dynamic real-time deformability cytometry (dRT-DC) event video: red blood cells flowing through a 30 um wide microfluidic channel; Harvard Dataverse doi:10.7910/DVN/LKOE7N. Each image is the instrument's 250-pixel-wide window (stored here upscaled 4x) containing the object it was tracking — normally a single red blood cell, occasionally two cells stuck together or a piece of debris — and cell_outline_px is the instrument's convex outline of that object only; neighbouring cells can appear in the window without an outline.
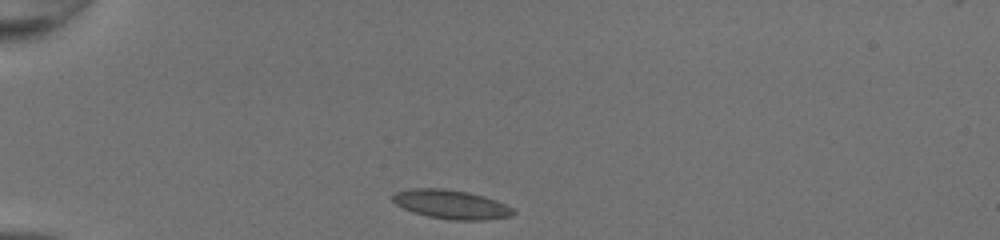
{"species": "common noctule bat (a hibernating species)", "species_latin": "Nyctalus noctula", "temperature_condition": "room temperature", "stored_images_in_passage": 30, "camera_frame_rate_fps": 3000, "um_per_image_px": 0.085, "animal": {"sex": "female", "body_mass_g": 20.0, "forearm_length_mm": 54.0}, "frame": {"image": 1, "passage_image": 1, "time_ms": 0.0, "image_size_px": [1000, 240], "cell_outline_px": [[516, 212], [512, 216], [484, 220], [452, 220], [428, 216], [404, 208], [396, 204], [392, 200], [392, 196], [396, 192], [412, 188], [444, 188], [468, 192], [496, 200], [512, 208]], "centroid_in_image_um": [38.36, 17.37], "position_along_channel_um": 46.6, "area_um2": 20.17}}
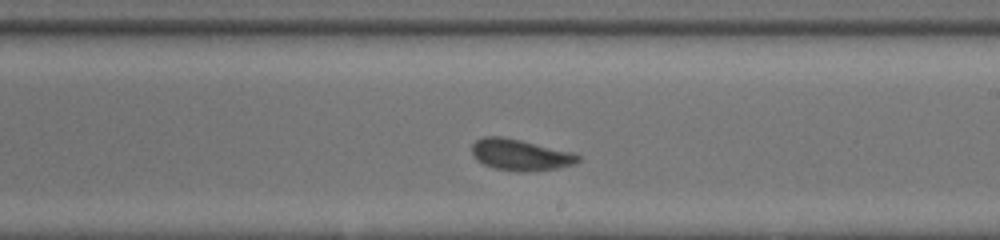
{"frame": {"image": 2, "passage_image": 18, "time_ms": 5.667, "image_size_px": [1000, 240], "cell_outline_px": [[580, 160], [572, 164], [556, 168], [528, 172], [496, 168], [484, 164], [476, 160], [472, 152], [472, 144], [476, 140], [484, 136], [500, 136], [520, 140], [572, 152], [580, 156]], "centroid_in_image_um": [44.2, 13.15], "position_along_channel_um": 244.8, "area_um2": 19.02}}
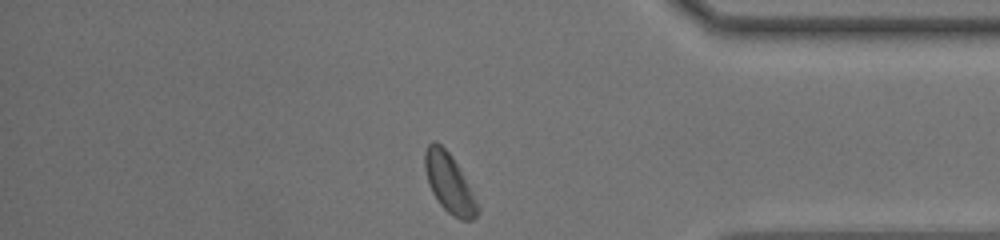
{"frame": {"image": 3, "passage_image": 30, "time_ms": 9.667, "image_size_px": [1000, 240], "cell_outline_px": [[480, 212], [472, 220], [460, 220], [448, 212], [440, 204], [432, 192], [428, 184], [424, 168], [424, 152], [428, 144], [432, 140], [436, 140], [452, 156], [472, 192], [480, 208]], "centroid_in_image_um": [38.16, 15.56], "position_along_channel_um": 397.0, "area_um2": 18.03}, "authors_computed_cell_mechanics": {"area_um2": 18.9295, "velocity_mm_per_s": 4.1897, "shape_relaxation_time_tau1_ms": 2.8396, "shape_relaxation_time_tau2_ms": null, "deformation_change_tau1": 0.0698, "deformation_change_tau2": null}}